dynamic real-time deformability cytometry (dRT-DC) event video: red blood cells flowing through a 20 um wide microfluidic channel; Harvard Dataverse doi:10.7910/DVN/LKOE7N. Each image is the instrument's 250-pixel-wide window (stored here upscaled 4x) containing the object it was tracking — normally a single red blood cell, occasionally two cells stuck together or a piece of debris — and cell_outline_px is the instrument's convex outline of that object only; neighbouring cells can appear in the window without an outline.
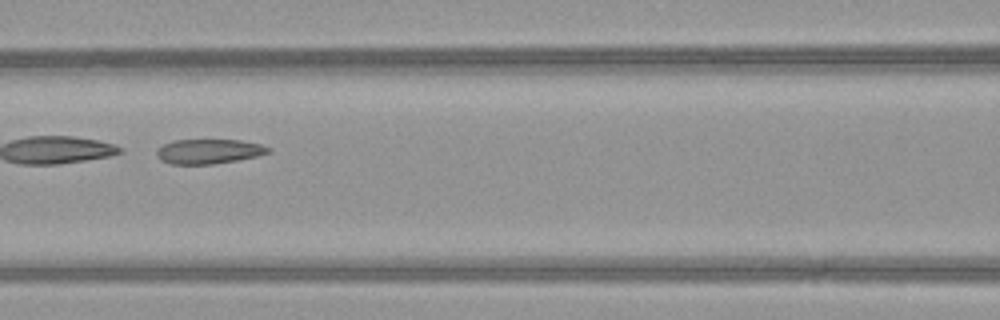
{"species": "common noctule bat (a hibernating species)", "species_latin": "Nyctalus noctula", "temperature_condition": "warm", "stored_images_in_passage": 51, "camera_frame_rate_fps": 3000, "um_per_image_px": 0.085, "animal": {"sex": "female", "body_mass_g": 21.9}, "frame": {"image": 1, "passage_image": 25, "time_ms": 8.0, "image_size_px": [1000, 320], "cell_outline_px": [[272, 152], [240, 160], [212, 164], [172, 164], [160, 160], [156, 156], [156, 148], [172, 140], [240, 140], [260, 144], [272, 148]], "centroid_in_image_um": [17.74, 12.87], "position_along_channel_um": 148.9, "area_um2": 16.24}}
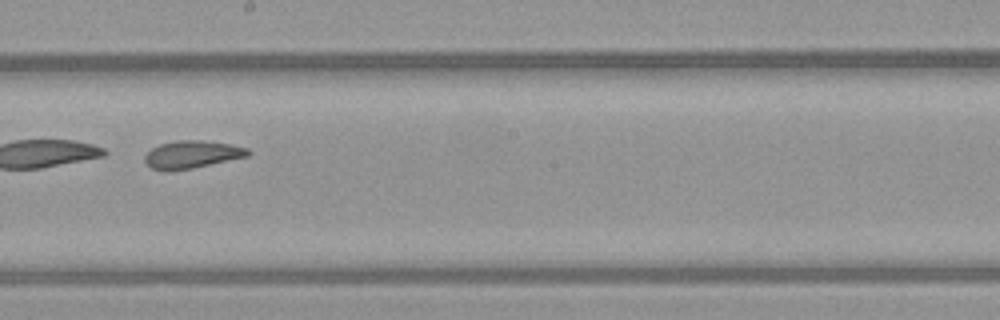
{"frame": {"image": 2, "passage_image": 31, "time_ms": 10.0, "image_size_px": [1000, 320], "cell_outline_px": [[252, 152], [248, 156], [192, 168], [168, 172], [164, 172], [152, 168], [144, 160], [144, 156], [152, 148], [160, 144], [176, 140], [200, 140], [232, 144], [248, 148]], "centroid_in_image_um": [16.31, 13.13], "position_along_channel_um": 231.9, "area_um2": 16.7}}
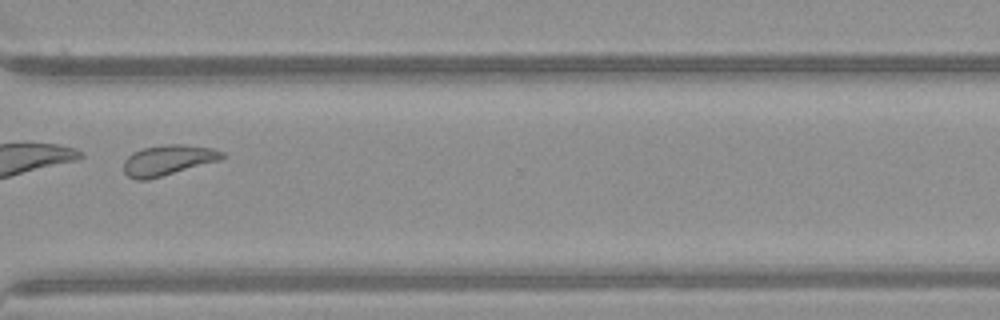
{"frame": {"image": 3, "passage_image": 40, "time_ms": 13.0, "image_size_px": [1000, 320], "cell_outline_px": [[224, 156], [220, 160], [148, 180], [136, 180], [128, 176], [124, 172], [124, 160], [132, 152], [144, 148], [164, 144], [184, 144], [212, 148], [224, 152]], "centroid_in_image_um": [14.26, 13.61], "position_along_channel_um": 356.3, "area_um2": 17.46}}